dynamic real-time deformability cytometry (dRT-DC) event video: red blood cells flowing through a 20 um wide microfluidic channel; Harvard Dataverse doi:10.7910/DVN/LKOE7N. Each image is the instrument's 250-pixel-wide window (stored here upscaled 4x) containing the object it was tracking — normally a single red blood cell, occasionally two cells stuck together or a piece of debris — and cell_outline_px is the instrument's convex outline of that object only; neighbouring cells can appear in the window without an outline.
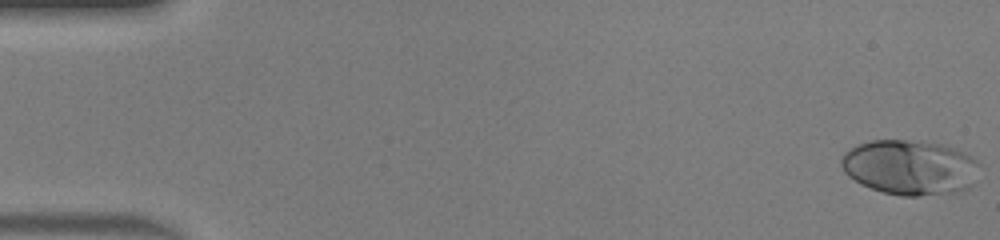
{"species": "human", "species_latin": "Homo sapiens", "temperature_condition": "warm", "stored_images_in_passage": 47, "camera_frame_rate_fps": 3000, "um_per_image_px": 0.085, "donor": {"sex": "male"}, "frame": {"image": 1, "passage_image": 1, "time_ms": 0.0, "image_size_px": [1000, 240], "cell_outline_px": [[980, 164], [972, 184], [968, 188], [960, 192], [920, 196], [900, 196], [884, 192], [860, 184], [848, 176], [844, 172], [840, 164], [840, 160], [844, 152], [848, 148], [856, 144], [872, 140], [904, 140], [940, 144], [956, 148], [972, 156]], "centroid_in_image_um": [77.32, 14.23], "position_along_channel_um": 7.7, "area_um2": 44.62}}
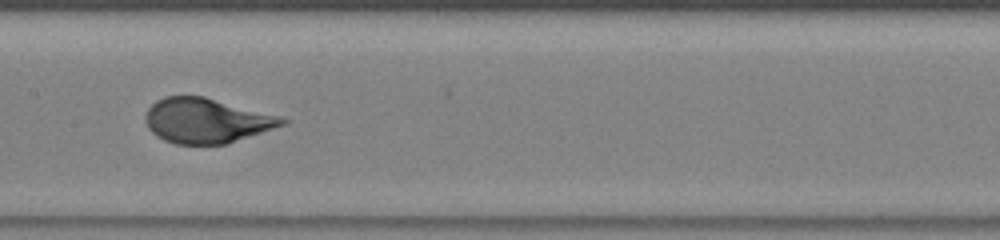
{"frame": {"image": 2, "passage_image": 24, "time_ms": 7.667, "image_size_px": [1000, 240], "cell_outline_px": [[288, 124], [228, 144], [176, 144], [164, 140], [156, 136], [148, 128], [144, 120], [144, 116], [148, 108], [156, 100], [164, 96], [204, 96], [280, 116], [288, 120]], "centroid_in_image_um": [17.55, 10.26], "position_along_channel_um": 189.8, "area_um2": 36.01}}
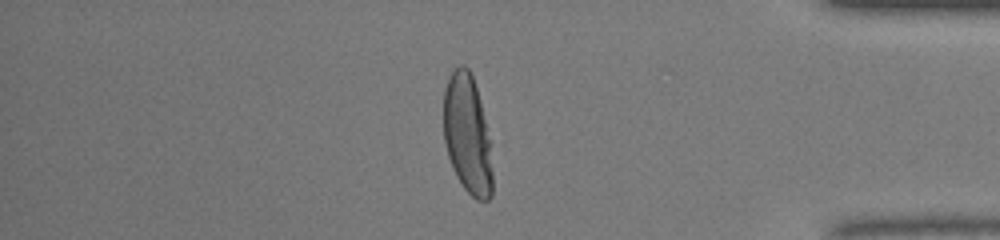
{"frame": {"image": 3, "passage_image": 40, "time_ms": 13.0, "image_size_px": [1000, 240], "cell_outline_px": [[492, 196], [488, 200], [476, 200], [464, 188], [456, 176], [452, 168], [448, 156], [444, 140], [444, 88], [448, 76], [460, 64], [464, 64], [468, 68], [472, 76], [476, 88], [484, 120], [488, 140], [492, 172]], "centroid_in_image_um": [39.69, 11.44], "position_along_channel_um": 395.5, "area_um2": 33.41}, "authors_computed_cell_mechanics": {"area_um2": 36.2984, "velocity_mm_per_s": 4.3915, "shape_relaxation_time_tau1_ms": 4.0935, "shape_relaxation_time_tau2_ms": null, "deformation_change_tau1": 0.2388, "deformation_change_tau2": null}}